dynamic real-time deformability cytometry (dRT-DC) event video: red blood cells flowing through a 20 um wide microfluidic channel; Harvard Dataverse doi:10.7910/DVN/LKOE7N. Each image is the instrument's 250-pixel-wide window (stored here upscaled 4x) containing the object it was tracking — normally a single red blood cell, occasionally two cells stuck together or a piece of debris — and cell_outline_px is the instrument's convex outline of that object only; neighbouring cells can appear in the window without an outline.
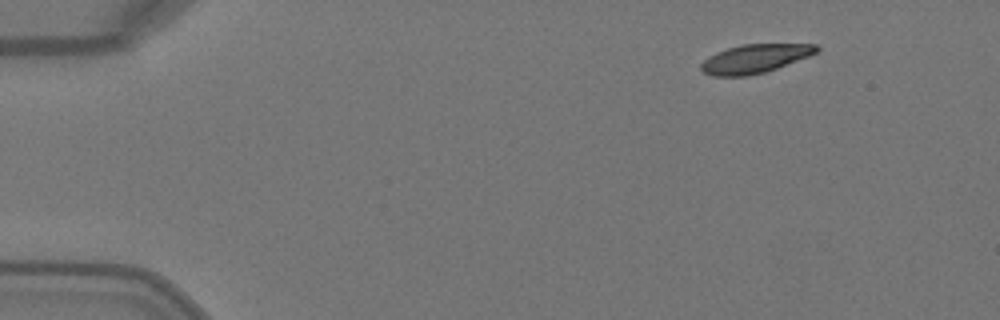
{"species": "Egyptian fruit bat (a non-hibernating species)", "species_latin": "Rousettus aegyptiacus", "temperature_condition": "warm", "stored_images_in_passage": 45, "camera_frame_rate_fps": 3000, "um_per_image_px": 0.085, "animal": {"sex": "female"}, "frame": {"image": 1, "passage_image": 1, "time_ms": 0.0, "image_size_px": [1000, 320], "cell_outline_px": [[820, 48], [816, 52], [808, 56], [776, 68], [764, 72], [744, 76], [712, 76], [704, 72], [700, 68], [700, 64], [708, 56], [716, 52], [728, 48], [744, 44], [816, 44]], "centroid_in_image_um": [64.13, 4.98], "position_along_channel_um": 20.9, "area_um2": 19.07}}
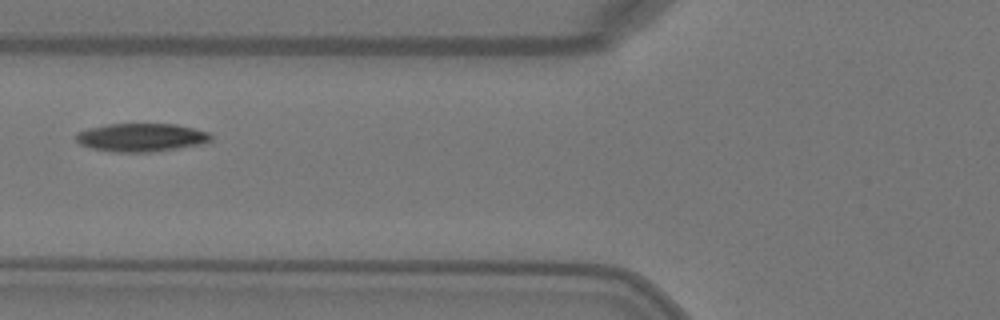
{"frame": {"image": 2, "passage_image": 15, "time_ms": 4.667, "image_size_px": [1000, 320], "cell_outline_px": [[212, 140], [204, 144], [180, 148], [152, 152], [112, 152], [92, 148], [80, 144], [76, 140], [76, 132], [88, 128], [108, 124], [176, 124], [208, 132], [212, 136]], "centroid_in_image_um": [12.02, 11.69], "position_along_channel_um": 113.8, "area_um2": 22.37}}
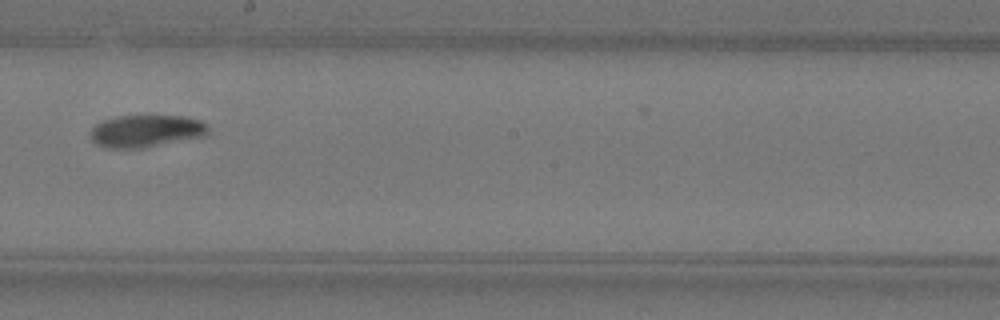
{"frame": {"image": 3, "passage_image": 24, "time_ms": 7.667, "image_size_px": [1000, 320], "cell_outline_px": [[208, 136], [144, 148], [108, 148], [96, 144], [92, 140], [92, 128], [100, 120], [116, 116], [184, 116], [200, 120], [208, 124]], "centroid_in_image_um": [12.46, 11.14], "position_along_channel_um": 235.7, "area_um2": 22.43}, "authors_computed_cell_mechanics": {"area_um2": 21.9062, "velocity_mm_per_s": 4.0675, "shape_relaxation_time_tau1_ms": 4.249, "shape_relaxation_time_tau2_ms": null, "deformation_change_tau1": 0.1409, "deformation_change_tau2": null}}